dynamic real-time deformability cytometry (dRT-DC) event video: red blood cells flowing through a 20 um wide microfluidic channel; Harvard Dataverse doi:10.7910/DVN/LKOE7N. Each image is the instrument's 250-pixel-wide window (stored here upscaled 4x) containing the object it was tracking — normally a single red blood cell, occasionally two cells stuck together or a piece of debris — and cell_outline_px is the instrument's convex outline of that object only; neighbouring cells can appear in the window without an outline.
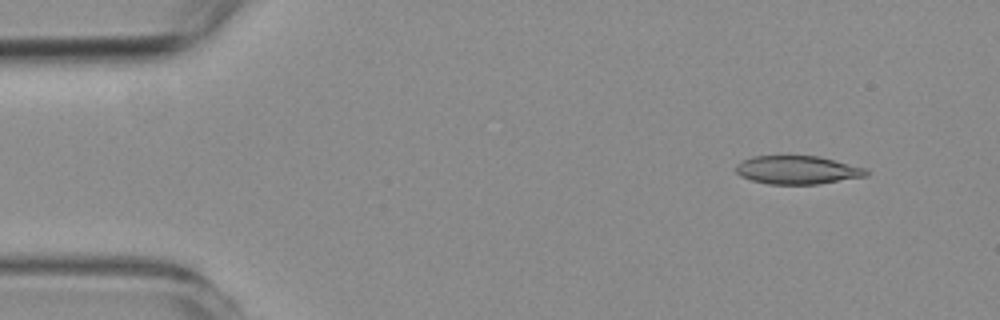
{"species": "common noctule bat (a hibernating species)", "species_latin": "Nyctalus noctula", "temperature_condition": "room temperature", "stored_images_in_passage": 23, "camera_frame_rate_fps": 3000, "um_per_image_px": 0.085, "animal": {"sex": "female", "body_mass_g": 19.3, "forearm_length_mm": 54.1}, "frame": {"image": 1, "passage_image": 4, "time_ms": 1.0, "image_size_px": [1000, 320], "cell_outline_px": [[868, 176], [820, 184], [768, 184], [752, 180], [740, 176], [736, 172], [736, 164], [752, 156], [820, 156], [868, 168]], "centroid_in_image_um": [67.83, 14.45], "position_along_channel_um": 17.2, "area_um2": 21.73}}
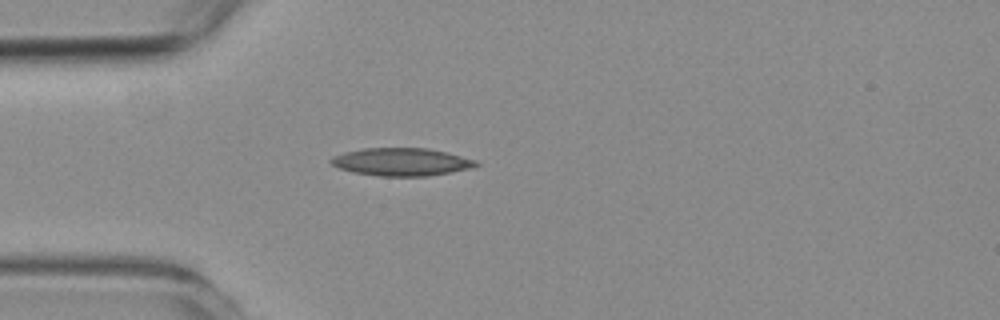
{"frame": {"image": 2, "passage_image": 14, "time_ms": 4.333, "image_size_px": [1000, 320], "cell_outline_px": [[480, 164], [472, 168], [428, 176], [380, 176], [352, 172], [340, 168], [332, 164], [328, 160], [344, 152], [364, 148], [428, 148], [448, 152], [476, 160]], "centroid_in_image_um": [34.15, 13.76], "position_along_channel_um": 50.8, "area_um2": 23.47}}
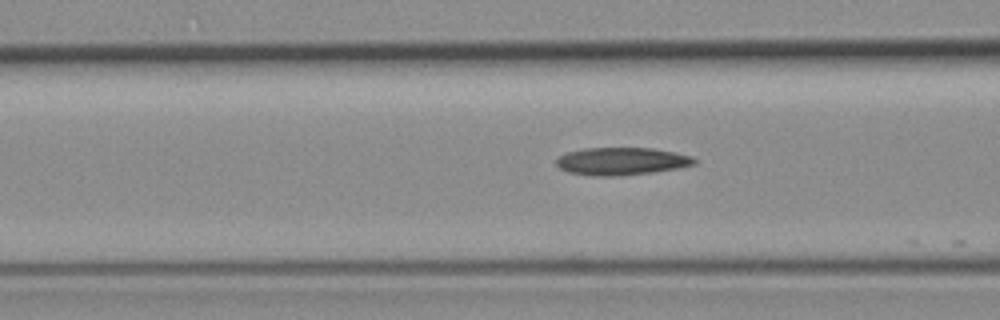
{"frame": {"image": 3, "passage_image": 20, "time_ms": 6.333, "image_size_px": [1000, 320], "cell_outline_px": [[696, 164], [680, 168], [652, 172], [620, 176], [592, 176], [568, 172], [560, 168], [556, 164], [556, 160], [560, 156], [568, 152], [584, 148], [652, 148], [692, 156], [696, 160]], "centroid_in_image_um": [52.83, 13.71], "position_along_channel_um": 113.8, "area_um2": 22.2}}